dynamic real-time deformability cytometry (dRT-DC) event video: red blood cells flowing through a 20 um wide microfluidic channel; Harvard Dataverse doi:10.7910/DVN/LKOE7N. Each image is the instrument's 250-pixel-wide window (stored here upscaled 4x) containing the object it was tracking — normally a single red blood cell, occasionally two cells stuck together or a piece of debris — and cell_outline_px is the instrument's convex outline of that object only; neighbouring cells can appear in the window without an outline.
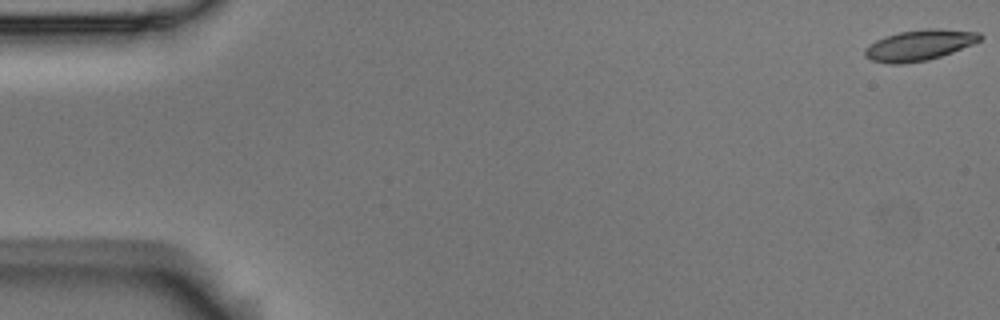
{"species": "Egyptian fruit bat (a non-hibernating species)", "species_latin": "Rousettus aegyptiacus", "temperature_condition": "room temperature", "stored_images_in_passage": 5, "camera_frame_rate_fps": 3000, "um_per_image_px": 0.085, "animal": {"sex": "male"}, "frame": {"image": 1, "passage_image": 1, "time_ms": 0.0, "image_size_px": [1000, 320], "cell_outline_px": [[984, 36], [980, 40], [972, 44], [952, 52], [928, 60], [904, 64], [888, 64], [872, 60], [864, 56], [864, 48], [868, 44], [876, 40], [900, 32], [924, 28], [940, 28], [980, 32]], "centroid_in_image_um": [78.14, 3.83], "position_along_channel_um": 6.9, "area_um2": 20.75}}
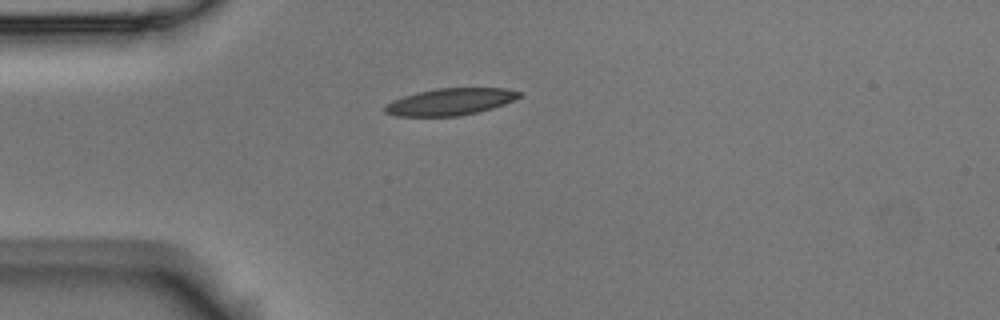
{"frame": {"image": 2, "passage_image": 5, "time_ms": 1.333, "image_size_px": [1000, 320], "cell_outline_px": [[520, 96], [504, 104], [492, 108], [460, 116], [396, 116], [384, 112], [384, 104], [392, 100], [416, 92], [436, 88], [504, 88], [520, 92]], "centroid_in_image_um": [38.2, 8.65], "position_along_channel_um": 46.8, "area_um2": 20.98}}